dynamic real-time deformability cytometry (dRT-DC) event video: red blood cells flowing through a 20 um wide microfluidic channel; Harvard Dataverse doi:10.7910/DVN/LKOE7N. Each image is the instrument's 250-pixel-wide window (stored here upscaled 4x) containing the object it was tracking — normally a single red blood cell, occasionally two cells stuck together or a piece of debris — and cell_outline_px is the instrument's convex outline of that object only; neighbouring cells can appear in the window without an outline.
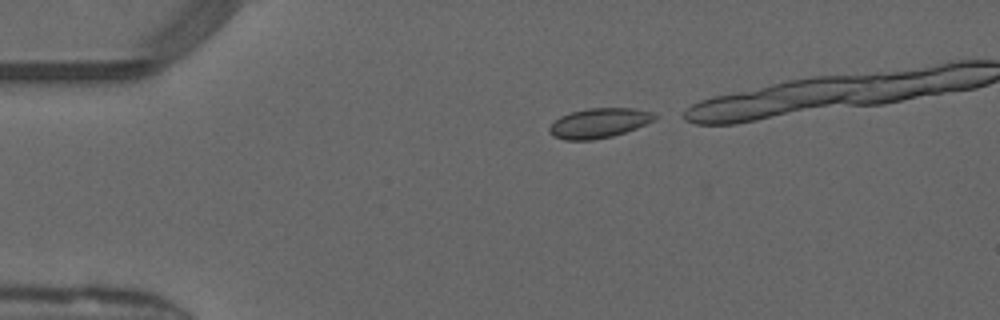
{"species": "common noctule bat (a hibernating species)", "species_latin": "Nyctalus noctula", "temperature_condition": "warm", "stored_images_in_passage": 13, "camera_frame_rate_fps": 3000, "um_per_image_px": 0.085, "animal": {"sex": "male", "forearm_length_mm": 52.5}, "frame": {"image": 1, "passage_image": 1, "time_ms": 0.0, "image_size_px": [1000, 320], "cell_outline_px": [[656, 120], [636, 128], [612, 136], [592, 140], [564, 140], [552, 136], [548, 132], [548, 128], [560, 116], [572, 112], [588, 108], [632, 108], [652, 112], [656, 116]], "centroid_in_image_um": [50.9, 10.46], "position_along_channel_um": 34.1, "area_um2": 18.21}}
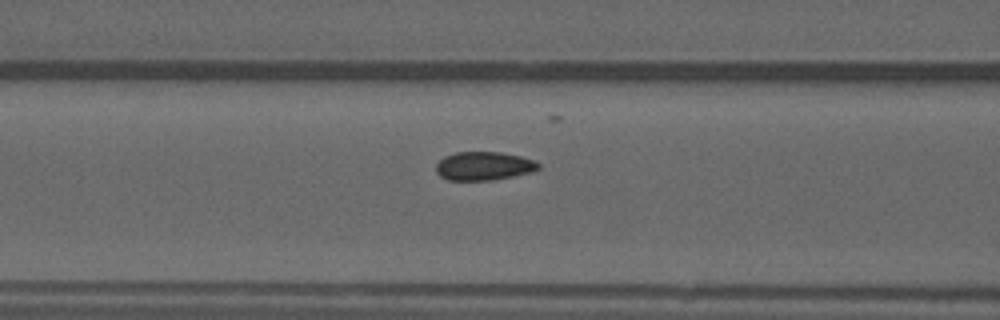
{"frame": {"image": 2, "passage_image": 11, "time_ms": 3.333, "image_size_px": [1000, 320], "cell_outline_px": [[540, 168], [532, 172], [492, 180], [448, 180], [440, 176], [436, 172], [436, 164], [444, 156], [456, 152], [500, 152], [520, 156], [536, 160], [540, 164]], "centroid_in_image_um": [41.13, 14.1], "position_along_channel_um": 125.5, "area_um2": 17.11}}